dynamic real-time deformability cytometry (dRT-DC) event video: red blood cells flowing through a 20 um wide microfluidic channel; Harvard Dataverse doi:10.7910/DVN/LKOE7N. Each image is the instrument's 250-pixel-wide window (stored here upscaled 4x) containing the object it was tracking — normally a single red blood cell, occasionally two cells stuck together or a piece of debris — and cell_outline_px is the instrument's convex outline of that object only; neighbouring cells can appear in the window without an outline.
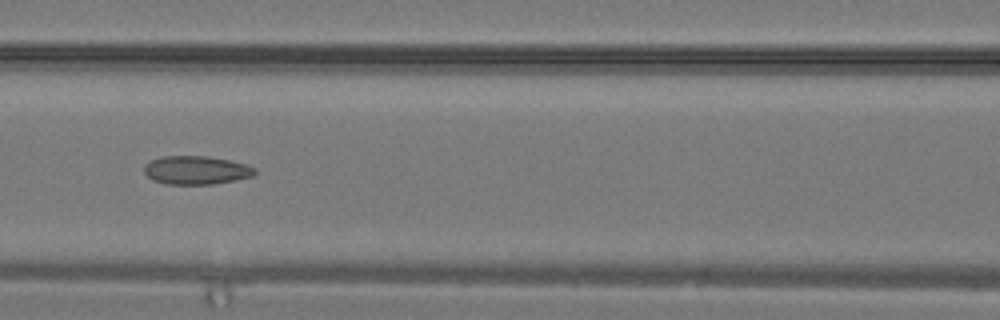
{"species": "common noctule bat (a hibernating species)", "species_latin": "Nyctalus noctula", "temperature_condition": "warm", "stored_images_in_passage": 25, "camera_frame_rate_fps": 3000, "um_per_image_px": 0.085, "animal": {"sex": "male", "body_mass_g": 19.2, "forearm_length_mm": 51.8}, "frame": {"image": 1, "passage_image": 9, "time_ms": 2.667, "image_size_px": [1000, 320], "cell_outline_px": [[256, 172], [252, 176], [236, 180], [212, 184], [164, 184], [152, 180], [144, 172], [144, 164], [152, 160], [164, 156], [204, 156], [228, 160], [244, 164], [256, 168]], "centroid_in_image_um": [16.65, 14.47], "position_along_channel_um": 149.9, "area_um2": 18.26}}
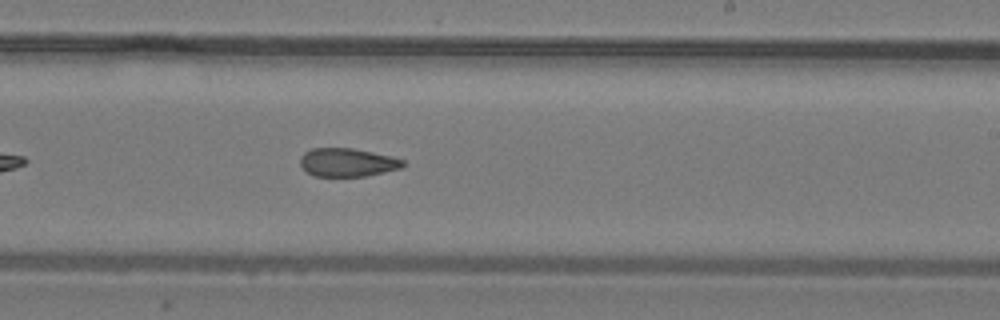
{"frame": {"image": 2, "passage_image": 14, "time_ms": 4.333, "image_size_px": [1000, 320], "cell_outline_px": [[408, 164], [404, 168], [364, 176], [312, 176], [300, 164], [300, 156], [304, 152], [312, 148], [352, 148], [392, 156], [404, 160]], "centroid_in_image_um": [29.57, 13.8], "position_along_channel_um": 259.4, "area_um2": 17.17}}
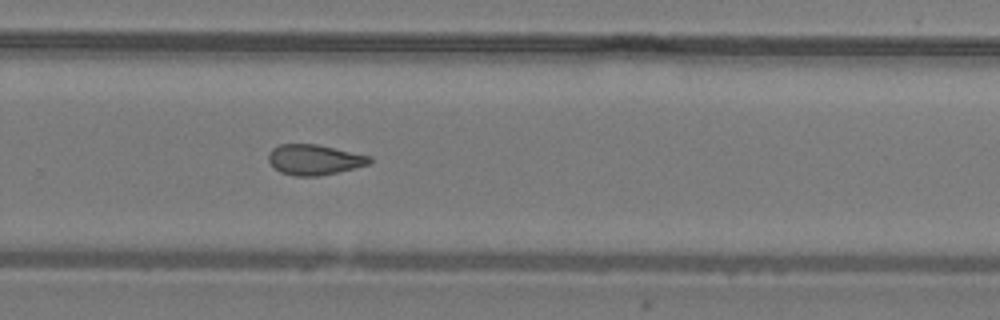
{"frame": {"image": 3, "passage_image": 16, "time_ms": 5.0, "image_size_px": [1000, 320], "cell_outline_px": [[372, 160], [368, 164], [320, 176], [296, 176], [280, 172], [268, 160], [268, 156], [272, 148], [280, 144], [316, 144], [372, 156]], "centroid_in_image_um": [26.71, 13.56], "position_along_channel_um": 303.1, "area_um2": 17.69}}